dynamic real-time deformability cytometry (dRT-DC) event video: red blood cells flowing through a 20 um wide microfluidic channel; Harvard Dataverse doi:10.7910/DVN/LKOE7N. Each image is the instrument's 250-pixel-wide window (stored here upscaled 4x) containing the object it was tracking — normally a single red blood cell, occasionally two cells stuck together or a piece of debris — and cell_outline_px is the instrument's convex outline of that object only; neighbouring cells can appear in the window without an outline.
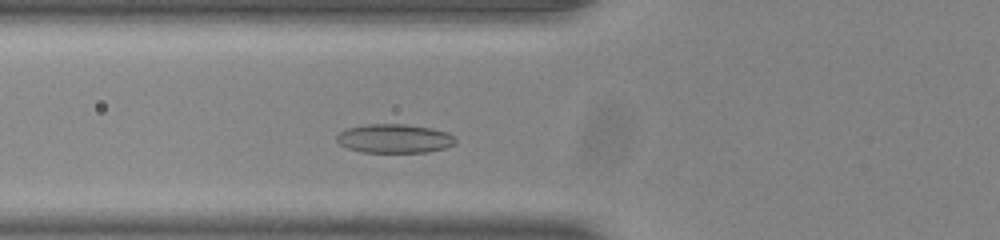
{"species": "common noctule bat (a hibernating species)", "species_latin": "Nyctalus noctula", "temperature_condition": "room temperature", "stored_images_in_passage": 31, "camera_frame_rate_fps": 3000, "um_per_image_px": 0.085, "animal": {"sex": "male", "body_mass_g": 20.0, "forearm_length_mm": 53.3}, "frame": {"image": 1, "passage_image": 5, "time_ms": 1.333, "image_size_px": [1000, 240], "cell_outline_px": [[456, 144], [444, 148], [428, 152], [360, 152], [348, 148], [340, 144], [336, 140], [336, 136], [340, 132], [348, 128], [368, 124], [404, 124], [432, 128], [448, 132], [456, 140]], "centroid_in_image_um": [33.53, 11.78], "position_along_channel_um": 92.3, "area_um2": 20.0}}
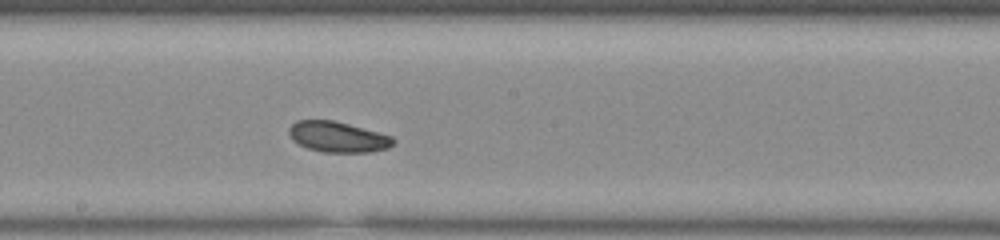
{"frame": {"image": 2, "passage_image": 15, "time_ms": 4.667, "image_size_px": [1000, 240], "cell_outline_px": [[396, 140], [388, 148], [372, 152], [324, 152], [308, 148], [292, 140], [288, 132], [288, 128], [296, 120], [332, 120], [348, 124], [392, 136]], "centroid_in_image_um": [28.7, 11.64], "position_along_channel_um": 219.5, "area_um2": 18.5}}
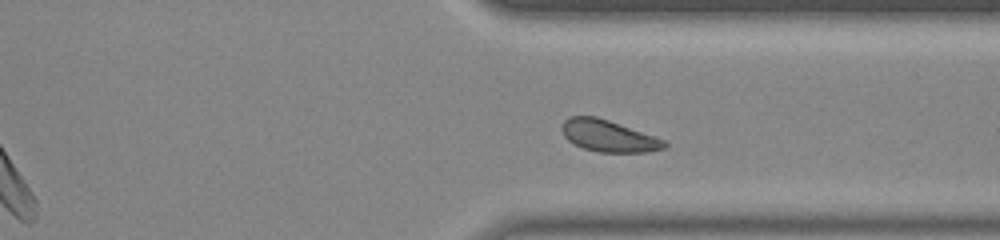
{"frame": {"image": 3, "passage_image": 26, "time_ms": 8.333, "image_size_px": [1000, 240], "cell_outline_px": [[668, 144], [664, 148], [648, 152], [600, 152], [584, 148], [568, 140], [564, 136], [560, 128], [564, 120], [568, 116], [596, 116], [608, 120], [664, 140]], "centroid_in_image_um": [51.68, 11.55], "position_along_channel_um": 359.7, "area_um2": 18.67}, "authors_computed_cell_mechanics": {"area_um2": 18.6694, "velocity_mm_per_s": 3.812, "shape_relaxation_time_tau1_ms": 3.9429, "shape_relaxation_time_tau2_ms": 6.4833, "deformation_change_tau1": 0.085, "deformation_change_tau2": 0.1055}}